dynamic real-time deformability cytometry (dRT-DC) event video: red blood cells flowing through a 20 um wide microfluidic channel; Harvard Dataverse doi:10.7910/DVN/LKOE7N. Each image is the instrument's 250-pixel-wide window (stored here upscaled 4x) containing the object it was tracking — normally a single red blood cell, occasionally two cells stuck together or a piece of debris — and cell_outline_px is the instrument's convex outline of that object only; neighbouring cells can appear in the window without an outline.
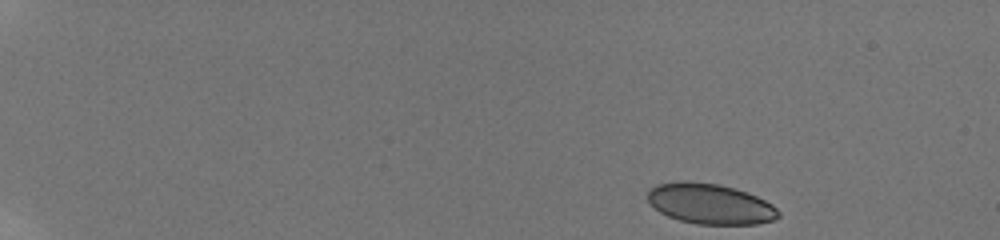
{"species": "human", "species_latin": "Homo sapiens", "temperature_condition": "room temperature", "stored_images_in_passage": 52, "camera_frame_rate_fps": 3000, "um_per_image_px": 0.085, "donor": {"sex": "male"}, "frame": {"image": 1, "passage_image": 1, "time_ms": 0.0, "image_size_px": [1000, 240], "cell_outline_px": [[780, 216], [772, 220], [756, 224], [696, 224], [680, 220], [668, 216], [660, 212], [648, 200], [648, 192], [656, 184], [680, 180], [720, 184], [736, 188], [756, 196], [772, 204], [780, 212]], "centroid_in_image_um": [60.37, 17.32], "position_along_channel_um": 24.6, "area_um2": 30.75}}
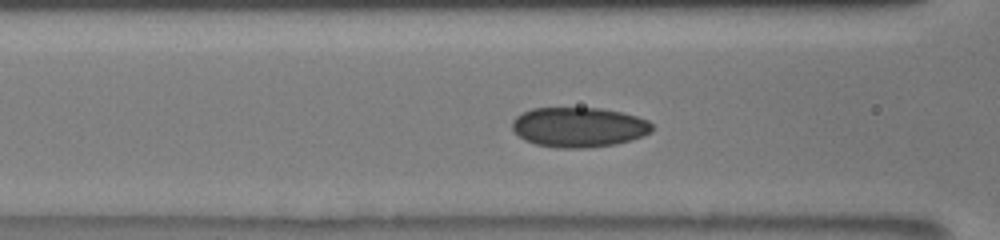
{"frame": {"image": 2, "passage_image": 21, "time_ms": 6.333, "image_size_px": [1000, 240], "cell_outline_px": [[652, 132], [644, 136], [616, 144], [584, 148], [556, 148], [536, 144], [524, 140], [512, 128], [512, 120], [516, 116], [532, 108], [600, 108], [620, 112], [636, 116], [648, 120], [652, 124]], "centroid_in_image_um": [49.2, 10.81], "position_along_channel_um": 117.4, "area_um2": 32.54}}
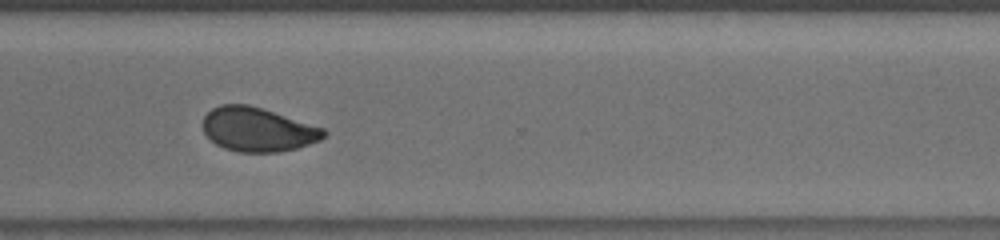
{"frame": {"image": 3, "passage_image": 40, "time_ms": 12.333, "image_size_px": [1000, 240], "cell_outline_px": [[328, 132], [320, 140], [296, 148], [276, 152], [240, 152], [224, 148], [216, 144], [204, 132], [200, 124], [204, 116], [212, 108], [220, 104], [248, 104], [324, 128]], "centroid_in_image_um": [21.87, 11.0], "position_along_channel_um": 348.7, "area_um2": 30.92}, "authors_computed_cell_mechanics": {"area_um2": 31.7322, "velocity_mm_per_s": 3.8608, "shape_relaxation_time_tau1_ms": 7.6563, "shape_relaxation_time_tau2_ms": 1.3156, "deformation_change_tau1": 0.1381, "deformation_change_tau2": 0.0573}}